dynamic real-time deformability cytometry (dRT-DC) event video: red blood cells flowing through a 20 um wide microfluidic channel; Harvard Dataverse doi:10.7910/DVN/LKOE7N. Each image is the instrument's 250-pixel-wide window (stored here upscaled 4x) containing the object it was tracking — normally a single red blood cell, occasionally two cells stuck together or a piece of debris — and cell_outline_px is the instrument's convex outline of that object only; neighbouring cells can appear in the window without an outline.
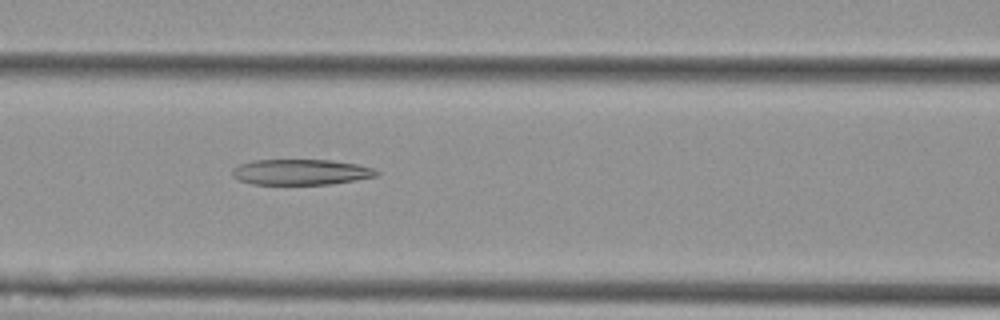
{"species": "Egyptian fruit bat (a non-hibernating species)", "species_latin": "Rousettus aegyptiacus", "temperature_condition": "cold", "stored_images_in_passage": 6, "camera_frame_rate_fps": 3000, "um_per_image_px": 0.085, "animal": {"sex": "female"}, "frame": {"image": 1, "passage_image": 6, "time_ms": 1.667, "image_size_px": [1000, 320], "cell_outline_px": [[380, 172], [376, 176], [356, 180], [332, 184], [252, 184], [236, 180], [232, 176], [232, 168], [240, 164], [252, 160], [332, 160], [356, 164], [372, 168]], "centroid_in_image_um": [25.53, 14.63], "position_along_channel_um": 141.1, "area_um2": 21.62}}